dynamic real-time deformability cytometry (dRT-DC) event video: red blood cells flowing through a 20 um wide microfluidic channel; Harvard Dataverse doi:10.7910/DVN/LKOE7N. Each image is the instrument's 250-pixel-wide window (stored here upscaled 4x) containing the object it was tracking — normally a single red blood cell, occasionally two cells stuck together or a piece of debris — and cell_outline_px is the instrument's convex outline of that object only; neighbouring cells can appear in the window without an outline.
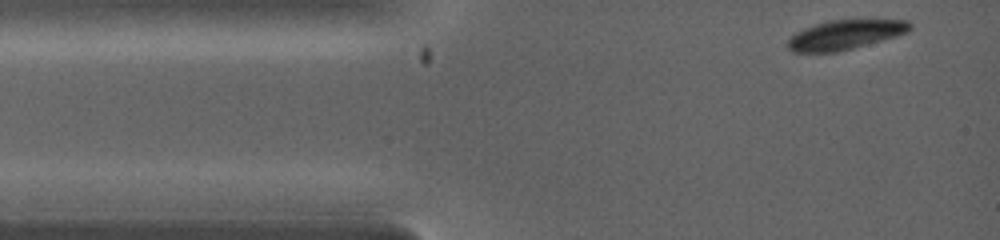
{"species": "common noctule bat (a hibernating species)", "species_latin": "Nyctalus noctula", "temperature_condition": "warm", "stored_images_in_passage": 8, "camera_frame_rate_fps": 5000, "um_per_image_px": 0.085, "animal": {"sex": "female", "body_mass_g": 19.0, "forearm_length_mm": 53.3}, "frame": {"image": 1, "passage_image": 1, "time_ms": 0.0, "image_size_px": [1000, 240], "cell_outline_px": [[912, 28], [908, 32], [896, 36], [852, 48], [836, 52], [792, 52], [788, 48], [788, 40], [796, 32], [804, 28], [828, 20], [908, 20], [912, 24]], "centroid_in_image_um": [71.84, 2.95], "position_along_channel_um": 13.2, "area_um2": 20.75}}
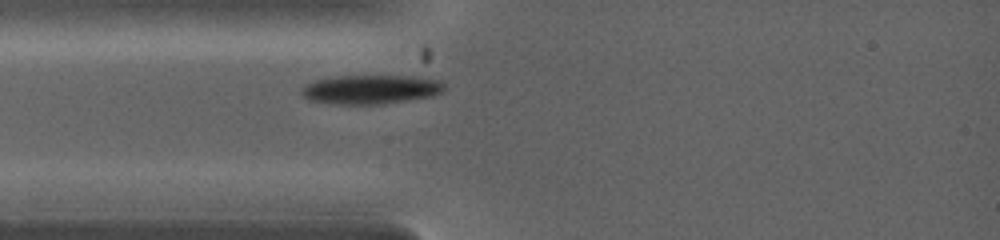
{"frame": {"image": 2, "passage_image": 6, "time_ms": 1.6, "image_size_px": [1000, 240], "cell_outline_px": [[444, 88], [440, 92], [432, 96], [384, 104], [340, 104], [308, 100], [300, 92], [304, 84], [316, 80], [332, 76], [412, 76], [440, 80], [444, 84]], "centroid_in_image_um": [31.49, 7.59], "position_along_channel_um": 53.5, "area_um2": 24.16}}
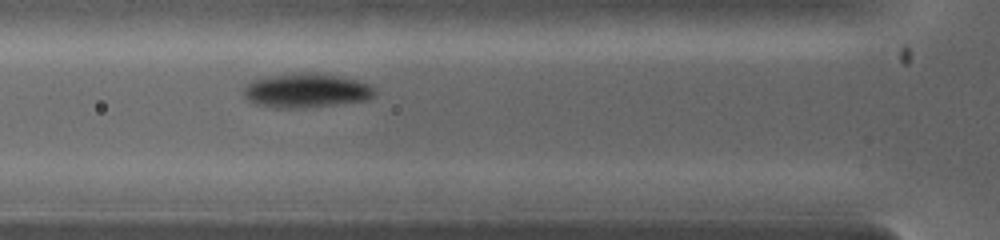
{"frame": {"image": 3, "passage_image": 8, "time_ms": 2.4, "image_size_px": [1000, 240], "cell_outline_px": [[376, 92], [372, 96], [364, 100], [332, 104], [296, 108], [276, 108], [256, 104], [248, 100], [244, 96], [244, 84], [252, 80], [268, 76], [304, 72], [308, 72], [336, 76], [356, 80], [368, 84], [376, 88]], "centroid_in_image_um": [25.97, 7.69], "position_along_channel_um": 99.8, "area_um2": 25.78}}